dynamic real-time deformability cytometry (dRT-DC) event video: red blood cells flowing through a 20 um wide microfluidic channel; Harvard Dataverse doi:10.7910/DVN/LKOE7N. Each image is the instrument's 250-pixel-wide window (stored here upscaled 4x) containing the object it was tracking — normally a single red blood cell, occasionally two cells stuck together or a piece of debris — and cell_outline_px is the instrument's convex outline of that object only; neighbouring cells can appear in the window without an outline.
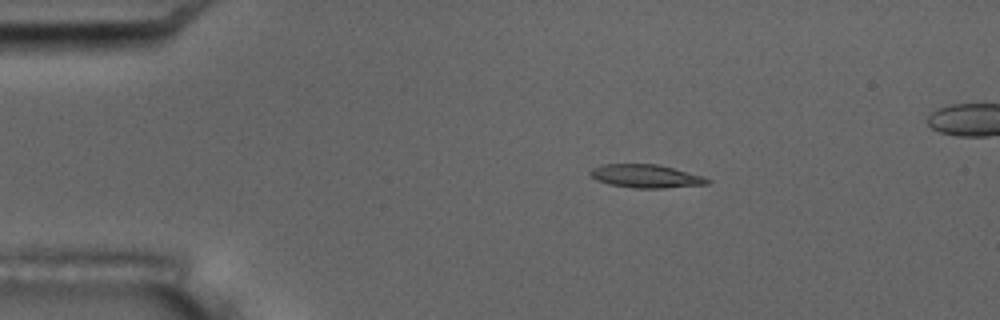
{"species": "common noctule bat (a hibernating species)", "species_latin": "Nyctalus noctula", "temperature_condition": "room temperature", "stored_images_in_passage": 9, "camera_frame_rate_fps": 3000, "um_per_image_px": 0.085, "animal": {"sex": "male", "body_mass_g": 17.5, "forearm_length_mm": 52.3}, "frame": {"image": 1, "passage_image": 4, "time_ms": 3.333, "image_size_px": [1000, 320], "cell_outline_px": [[712, 180], [708, 184], [664, 188], [636, 188], [608, 184], [596, 180], [588, 172], [592, 168], [600, 164], [656, 164], [704, 176]], "centroid_in_image_um": [54.89, 14.97], "position_along_channel_um": 30.1, "area_um2": 15.9}}
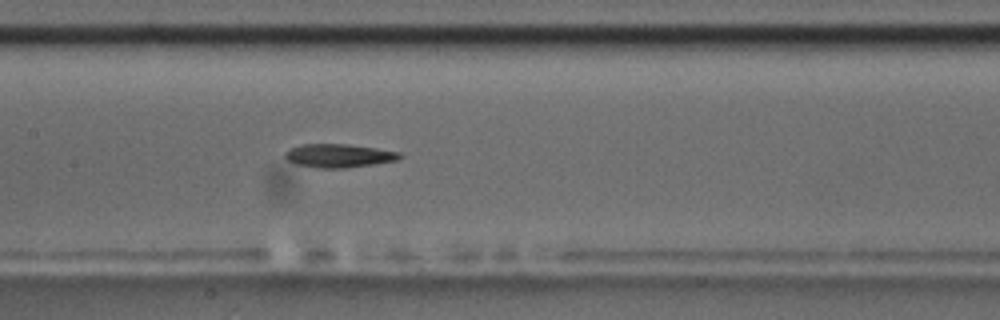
{"frame": {"image": 2, "passage_image": 9, "time_ms": 9.0, "image_size_px": [1000, 320], "cell_outline_px": [[404, 156], [400, 160], [344, 168], [320, 168], [296, 164], [288, 160], [284, 156], [284, 152], [300, 144], [348, 144], [376, 148], [400, 152]], "centroid_in_image_um": [28.83, 13.23], "position_along_channel_um": 178.6, "area_um2": 15.72}}